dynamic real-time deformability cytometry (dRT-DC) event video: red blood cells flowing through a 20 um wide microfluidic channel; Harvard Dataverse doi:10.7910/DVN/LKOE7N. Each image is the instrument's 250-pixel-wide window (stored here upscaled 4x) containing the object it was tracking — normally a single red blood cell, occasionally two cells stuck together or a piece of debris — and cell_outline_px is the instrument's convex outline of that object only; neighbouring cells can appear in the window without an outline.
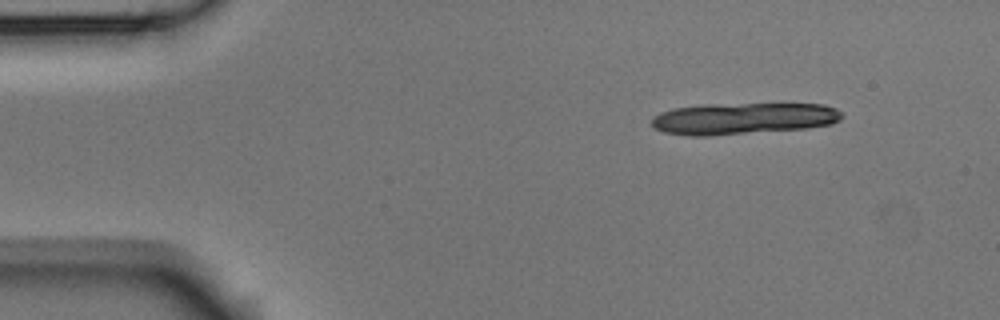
{"species": "Egyptian fruit bat (a non-hibernating species)", "species_latin": "Rousettus aegyptiacus", "temperature_condition": "room temperature", "stored_images_in_passage": 5, "camera_frame_rate_fps": 3000, "um_per_image_px": 0.085, "animal": {"sex": "male"}, "frame": {"image": 1, "passage_image": 1, "time_ms": 0.0, "image_size_px": [1000, 320], "cell_outline_px": [[844, 116], [840, 120], [832, 124], [808, 128], [708, 136], [688, 136], [664, 132], [652, 128], [652, 116], [660, 112], [676, 108], [704, 104], [824, 104], [836, 108]], "centroid_in_image_um": [63.16, 10.08], "position_along_channel_um": 21.8, "area_um2": 35.26}}
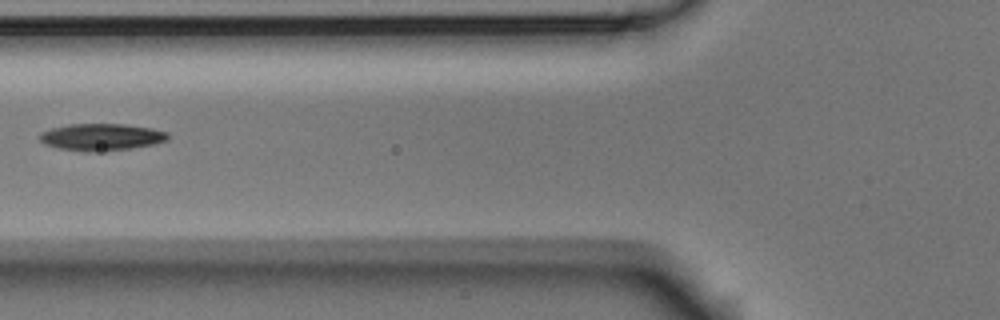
{"frame": {"image": 2, "passage_image": 5, "time_ms": 1.333, "image_size_px": [1000, 320], "cell_outline_px": [[168, 136], [164, 140], [152, 144], [128, 148], [92, 152], [60, 148], [44, 144], [40, 140], [40, 132], [52, 128], [68, 124], [124, 124], [152, 128], [168, 132]], "centroid_in_image_um": [8.58, 11.63], "position_along_channel_um": 117.2, "area_um2": 19.77}}